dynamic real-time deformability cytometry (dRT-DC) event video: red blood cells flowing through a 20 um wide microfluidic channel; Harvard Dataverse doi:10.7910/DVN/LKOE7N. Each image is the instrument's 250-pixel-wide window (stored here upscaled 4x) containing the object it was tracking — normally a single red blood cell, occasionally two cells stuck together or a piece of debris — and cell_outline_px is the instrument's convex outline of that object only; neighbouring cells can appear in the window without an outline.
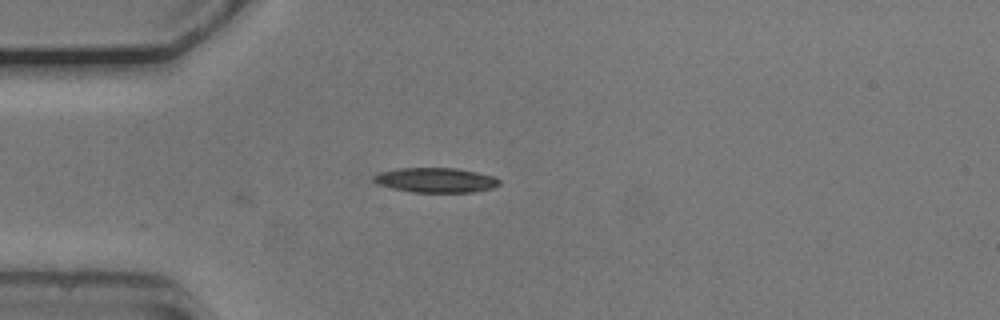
{"species": "common noctule bat (a hibernating species)", "species_latin": "Nyctalus noctula", "temperature_condition": "cold", "stored_images_in_passage": 4, "camera_frame_rate_fps": 3000, "um_per_image_px": 0.085, "animal": {"sex": "male", "body_mass_g": 20.5, "forearm_length_mm": 52.5}, "frame": {"image": 1, "passage_image": 4, "time_ms": 1.0, "image_size_px": [1000, 320], "cell_outline_px": [[500, 184], [492, 188], [472, 192], [412, 192], [392, 188], [376, 184], [372, 180], [372, 176], [376, 172], [400, 168], [456, 168], [496, 176], [500, 180]], "centroid_in_image_um": [37.0, 15.3], "position_along_channel_um": 48.0, "area_um2": 18.32}}